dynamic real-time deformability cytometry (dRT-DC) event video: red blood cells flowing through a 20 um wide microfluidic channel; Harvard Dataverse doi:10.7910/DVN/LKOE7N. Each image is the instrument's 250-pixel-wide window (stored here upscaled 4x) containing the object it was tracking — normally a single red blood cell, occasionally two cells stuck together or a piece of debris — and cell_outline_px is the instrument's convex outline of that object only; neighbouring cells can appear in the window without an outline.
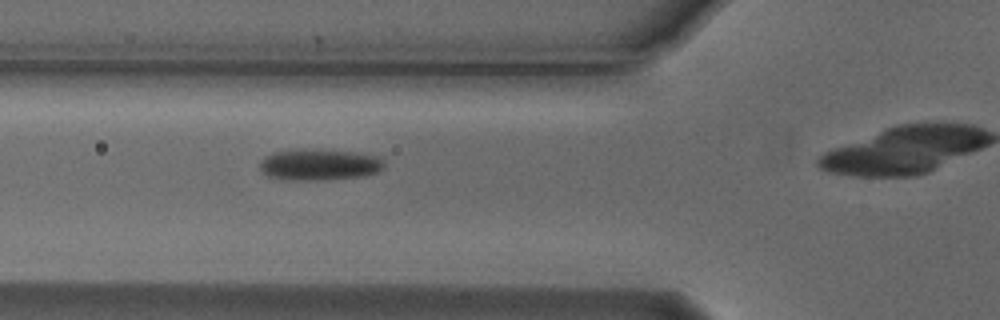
{"species": "Egyptian fruit bat (a non-hibernating species)", "species_latin": "Rousettus aegyptiacus", "temperature_condition": "cold", "stored_images_in_passage": 3, "camera_frame_rate_fps": 3000, "um_per_image_px": 0.085, "animal": {"sex": "male"}, "frame": {"image": 1, "passage_image": 2, "time_ms": 0.333, "image_size_px": [1000, 320], "cell_outline_px": [[384, 168], [376, 172], [364, 176], [320, 180], [296, 180], [268, 176], [260, 168], [260, 160], [264, 156], [272, 152], [356, 152], [380, 156], [384, 164]], "centroid_in_image_um": [27.19, 14.04], "position_along_channel_um": 98.6, "area_um2": 21.62}}